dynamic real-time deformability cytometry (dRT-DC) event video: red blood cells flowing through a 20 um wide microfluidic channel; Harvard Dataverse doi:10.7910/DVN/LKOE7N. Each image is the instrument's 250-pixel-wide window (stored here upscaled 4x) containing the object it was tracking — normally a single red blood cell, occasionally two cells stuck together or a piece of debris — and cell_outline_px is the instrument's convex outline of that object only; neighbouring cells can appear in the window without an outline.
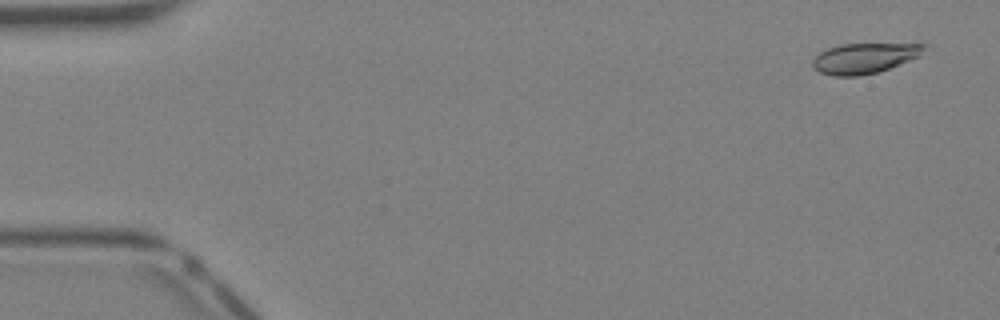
{"species": "Egyptian fruit bat (a non-hibernating species)", "species_latin": "Rousettus aegyptiacus", "temperature_condition": "warm", "stored_images_in_passage": 40, "camera_frame_rate_fps": 3000, "um_per_image_px": 0.085, "animal": {"sex": "female"}, "frame": {"image": 1, "passage_image": 2, "time_ms": 0.333, "image_size_px": [1000, 320], "cell_outline_px": [[928, 44], [920, 56], [888, 68], [876, 72], [856, 76], [832, 76], [820, 72], [812, 64], [812, 60], [820, 52], [828, 48], [840, 44], [924, 40]], "centroid_in_image_um": [73.63, 4.86], "position_along_channel_um": 11.4, "area_um2": 20.69}}
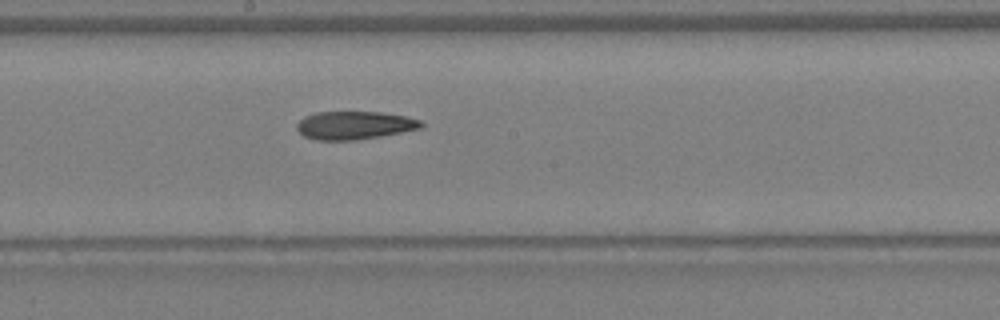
{"frame": {"image": 2, "passage_image": 22, "time_ms": 7.0, "image_size_px": [1000, 320], "cell_outline_px": [[424, 124], [420, 128], [380, 136], [356, 140], [316, 140], [304, 136], [296, 128], [296, 124], [304, 116], [316, 112], [380, 112], [404, 116], [420, 120]], "centroid_in_image_um": [30.09, 10.65], "position_along_channel_um": 218.1, "area_um2": 20.23}}
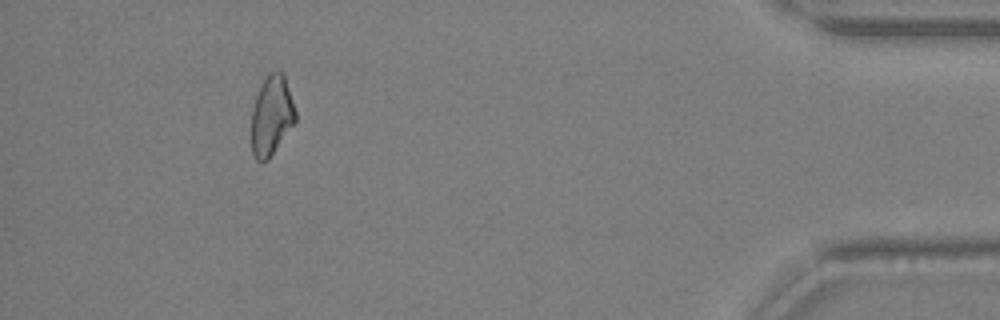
{"frame": {"image": 3, "passage_image": 37, "time_ms": 12.0, "image_size_px": [1000, 320], "cell_outline_px": [[296, 120], [268, 160], [256, 160], [252, 152], [252, 108], [256, 96], [268, 72], [276, 68], [284, 72], [296, 112]], "centroid_in_image_um": [23.09, 9.76], "position_along_channel_um": 412.1, "area_um2": 20.4}}